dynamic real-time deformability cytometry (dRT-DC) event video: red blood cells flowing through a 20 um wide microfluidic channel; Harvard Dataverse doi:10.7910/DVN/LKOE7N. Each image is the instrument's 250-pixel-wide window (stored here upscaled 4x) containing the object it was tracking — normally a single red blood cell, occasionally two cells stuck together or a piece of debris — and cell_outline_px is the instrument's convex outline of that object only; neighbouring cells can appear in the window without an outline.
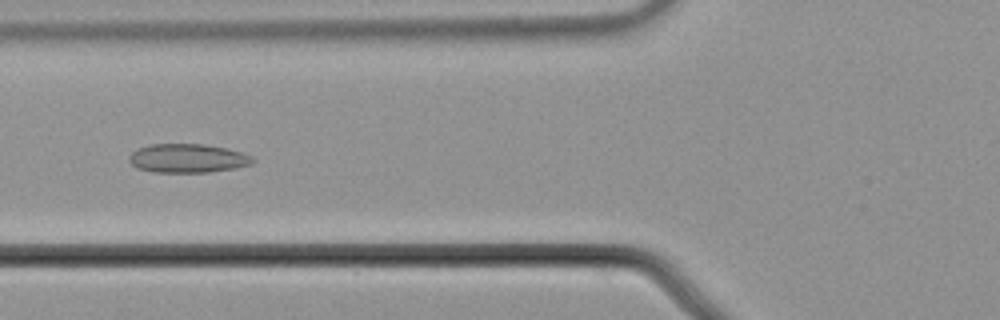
{"species": "common noctule bat (a hibernating species)", "species_latin": "Nyctalus noctula", "temperature_condition": "cold", "stored_images_in_passage": 45, "camera_frame_rate_fps": 3000, "um_per_image_px": 0.085, "animal": {"sex": "male", "body_mass_g": 21.5, "forearm_length_mm": 52.0}, "frame": {"image": 1, "passage_image": 10, "time_ms": 3.0, "image_size_px": [1000, 320], "cell_outline_px": [[256, 160], [252, 164], [236, 168], [208, 172], [152, 172], [136, 168], [128, 160], [128, 156], [132, 152], [140, 148], [152, 144], [204, 144], [224, 148], [240, 152], [252, 156]], "centroid_in_image_um": [15.95, 13.46], "position_along_channel_um": 109.9, "area_um2": 20.75}}
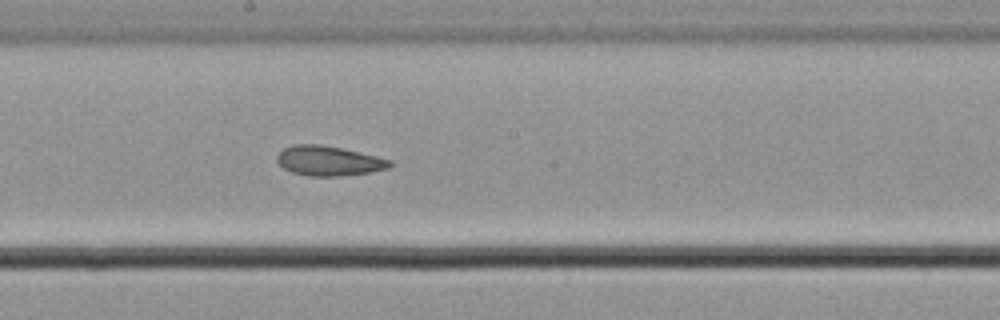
{"frame": {"image": 2, "passage_image": 19, "time_ms": 6.0, "image_size_px": [1000, 320], "cell_outline_px": [[396, 164], [388, 168], [368, 172], [340, 176], [308, 176], [292, 172], [284, 168], [276, 160], [276, 156], [284, 148], [292, 144], [320, 144], [340, 148], [376, 156], [392, 160]], "centroid_in_image_um": [27.94, 13.67], "position_along_channel_um": 220.3, "area_um2": 19.54}}
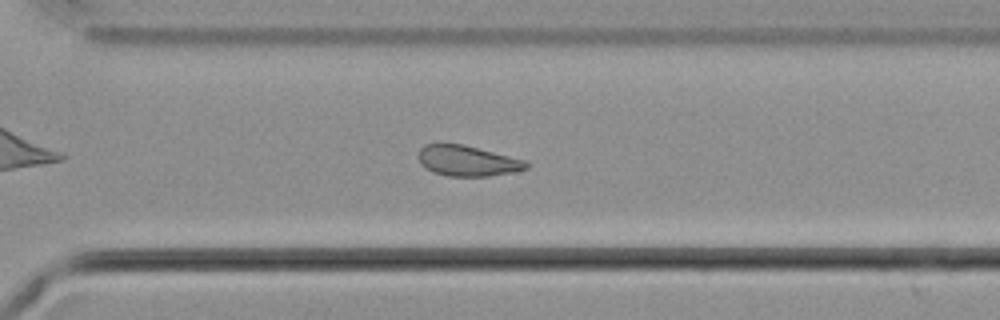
{"frame": {"image": 3, "passage_image": 28, "time_ms": 9.0, "image_size_px": [1000, 320], "cell_outline_px": [[532, 164], [528, 168], [516, 172], [488, 176], [448, 176], [432, 172], [424, 168], [420, 164], [416, 156], [420, 148], [424, 144], [464, 144], [524, 160]], "centroid_in_image_um": [39.71, 13.68], "position_along_channel_um": 330.9, "area_um2": 19.48}, "authors_computed_cell_mechanics": {"area_um2": 20.2878, "velocity_mm_per_s": 3.6826, "shape_relaxation_time_tau1_ms": null, "shape_relaxation_time_tau2_ms": 2.4283, "deformation_change_tau1": null, "deformation_change_tau2": 0.0816}}